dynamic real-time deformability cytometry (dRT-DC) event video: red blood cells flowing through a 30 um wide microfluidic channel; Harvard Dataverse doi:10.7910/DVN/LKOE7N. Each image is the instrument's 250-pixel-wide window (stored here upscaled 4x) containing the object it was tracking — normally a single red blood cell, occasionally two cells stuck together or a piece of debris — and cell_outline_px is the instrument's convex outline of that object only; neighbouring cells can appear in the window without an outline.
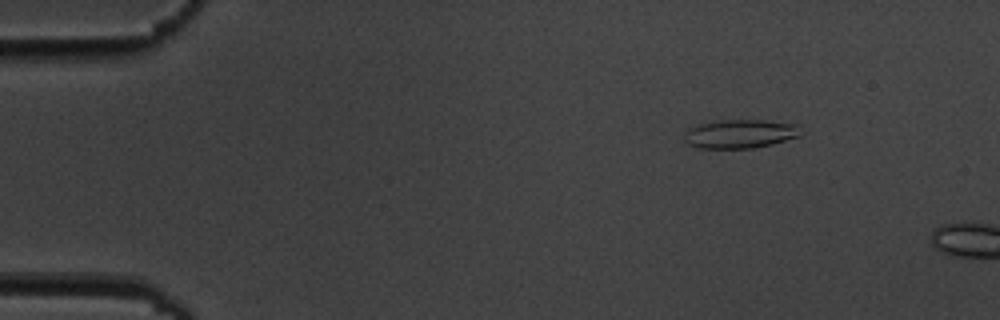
{"species": "common noctule bat (a hibernating species)", "species_latin": "Nyctalus noctula", "temperature_condition": "cold", "stored_images_in_passage": 2, "camera_frame_rate_fps": 3000, "um_per_image_px": 0.085, "animal": {"sex": "male", "body_mass_g": 19.5, "forearm_length_mm": 54.6}, "frame": {"image": 1, "passage_image": 1, "time_ms": 0.0, "image_size_px": [1000, 320], "cell_outline_px": [[800, 136], [772, 144], [752, 148], [700, 148], [688, 144], [684, 140], [684, 132], [688, 128], [696, 124], [720, 120], [764, 120], [800, 124]], "centroid_in_image_um": [62.9, 11.36], "position_along_channel_um": 22.1, "area_um2": 19.71}}